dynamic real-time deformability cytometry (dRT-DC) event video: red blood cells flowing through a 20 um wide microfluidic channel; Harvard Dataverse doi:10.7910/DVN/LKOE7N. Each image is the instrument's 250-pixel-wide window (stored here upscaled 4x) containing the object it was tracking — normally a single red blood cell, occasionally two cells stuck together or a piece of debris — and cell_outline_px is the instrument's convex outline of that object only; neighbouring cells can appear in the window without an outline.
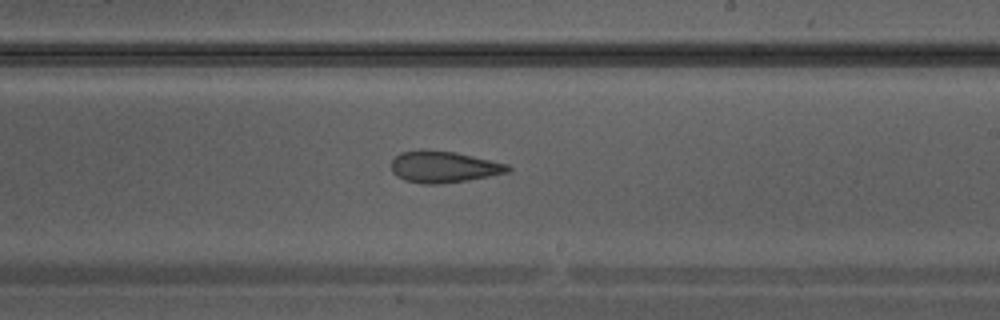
{"species": "Egyptian fruit bat (a non-hibernating species)", "species_latin": "Rousettus aegyptiacus", "temperature_condition": "warm", "stored_images_in_passage": 25, "camera_frame_rate_fps": 3000, "um_per_image_px": 0.085, "animal": {"sex": "male"}, "frame": {"image": 1, "passage_image": 11, "time_ms": 3.333, "image_size_px": [1000, 320], "cell_outline_px": [[512, 168], [508, 172], [468, 180], [440, 184], [424, 184], [404, 180], [396, 176], [392, 172], [392, 160], [400, 152], [456, 152], [508, 164]], "centroid_in_image_um": [37.74, 14.22], "position_along_channel_um": 251.3, "area_um2": 20.81}}